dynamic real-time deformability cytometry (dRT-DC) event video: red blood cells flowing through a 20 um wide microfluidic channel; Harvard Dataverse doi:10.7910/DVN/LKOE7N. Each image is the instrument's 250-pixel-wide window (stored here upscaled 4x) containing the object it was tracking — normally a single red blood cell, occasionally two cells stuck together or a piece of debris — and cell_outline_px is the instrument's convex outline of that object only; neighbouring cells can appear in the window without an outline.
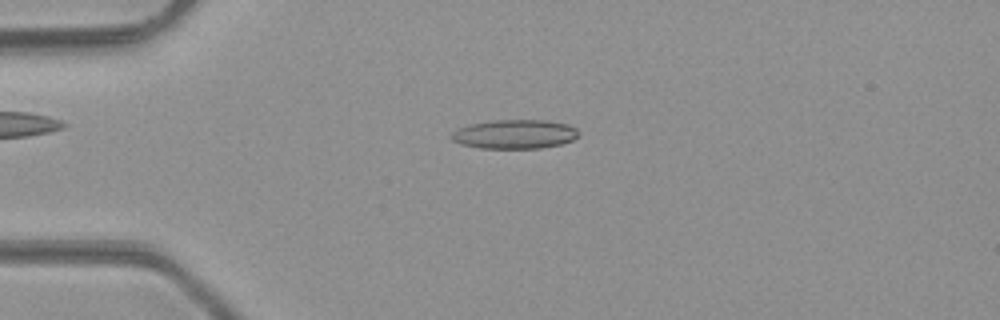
{"species": "common noctule bat (a hibernating species)", "species_latin": "Nyctalus noctula", "temperature_condition": "room temperature", "stored_images_in_passage": 49, "camera_frame_rate_fps": 3000, "um_per_image_px": 0.085, "animal": {"sex": "male", "body_mass_g": 23.1, "forearm_length_mm": 52.7}, "frame": {"image": 1, "passage_image": 13, "time_ms": 4.0, "image_size_px": [1000, 320], "cell_outline_px": [[580, 136], [572, 140], [560, 144], [540, 148], [480, 148], [460, 144], [452, 140], [448, 136], [456, 128], [468, 124], [492, 120], [548, 120], [568, 124], [576, 128], [580, 132]], "centroid_in_image_um": [43.73, 11.39], "position_along_channel_um": 41.3, "area_um2": 21.91}}
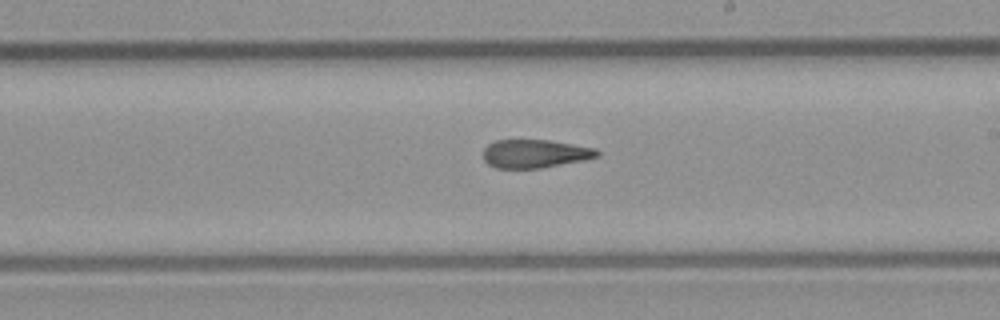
{"frame": {"image": 2, "passage_image": 29, "time_ms": 9.333, "image_size_px": [1000, 320], "cell_outline_px": [[600, 156], [588, 160], [540, 168], [496, 168], [488, 164], [484, 160], [484, 148], [488, 144], [496, 140], [548, 140], [596, 148], [600, 152]], "centroid_in_image_um": [45.51, 13.07], "position_along_channel_um": 243.5, "area_um2": 18.96}}
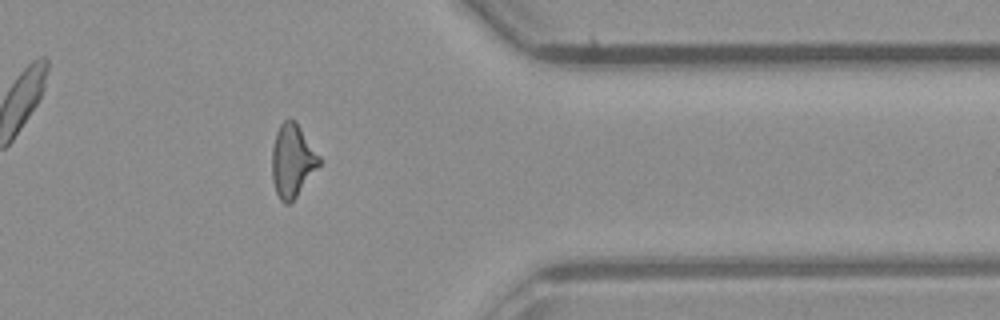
{"frame": {"image": 3, "passage_image": 40, "time_ms": 13.0, "image_size_px": [1000, 320], "cell_outline_px": [[320, 164], [296, 196], [288, 204], [284, 204], [280, 200], [276, 192], [272, 180], [272, 148], [276, 132], [280, 124], [284, 120], [296, 120], [320, 156]], "centroid_in_image_um": [24.84, 13.63], "position_along_channel_um": 386.6, "area_um2": 19.94}, "authors_computed_cell_mechanics": {"area_um2": 20.1722, "velocity_mm_per_s": 4.3055, "shape_relaxation_time_tau1_ms": null, "shape_relaxation_time_tau2_ms": 4.3314, "deformation_change_tau1": null, "deformation_change_tau2": 0.1602}}